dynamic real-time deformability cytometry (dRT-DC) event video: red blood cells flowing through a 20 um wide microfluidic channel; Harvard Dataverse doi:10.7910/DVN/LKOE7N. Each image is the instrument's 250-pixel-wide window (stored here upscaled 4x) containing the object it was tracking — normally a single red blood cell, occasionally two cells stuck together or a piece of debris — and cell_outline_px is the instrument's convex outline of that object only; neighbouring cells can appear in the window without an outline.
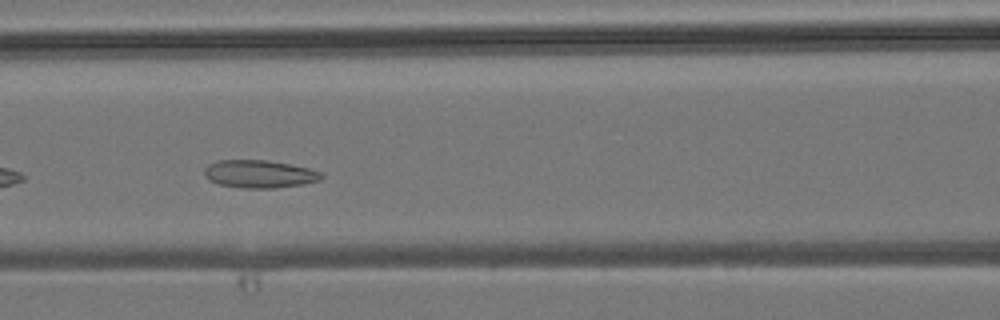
{"species": "common noctule bat (a hibernating species)", "species_latin": "Nyctalus noctula", "temperature_condition": "room temperature", "stored_images_in_passage": 5, "camera_frame_rate_fps": 3000, "um_per_image_px": 0.085, "animal": {"sex": "male", "body_mass_g": 19.2, "forearm_length_mm": 51.8}, "frame": {"image": 1, "passage_image": 4, "time_ms": 5.667, "image_size_px": [1000, 320], "cell_outline_px": [[324, 176], [320, 180], [304, 184], [276, 188], [240, 188], [220, 184], [204, 176], [204, 168], [208, 164], [216, 160], [268, 160], [308, 168], [324, 172]], "centroid_in_image_um": [22.07, 14.79], "position_along_channel_um": 144.5, "area_um2": 19.07}}
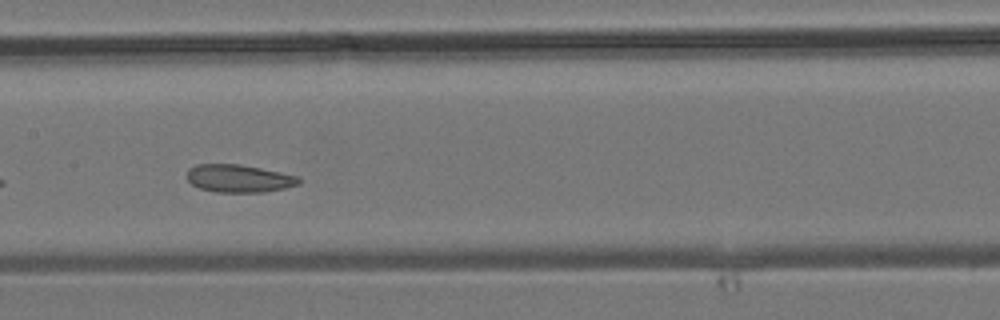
{"frame": {"image": 2, "passage_image": 5, "time_ms": 6.667, "image_size_px": [1000, 320], "cell_outline_px": [[300, 184], [284, 188], [264, 192], [216, 192], [200, 188], [192, 184], [188, 180], [188, 168], [196, 164], [240, 164], [300, 176]], "centroid_in_image_um": [20.32, 15.16], "position_along_channel_um": 187.1, "area_um2": 18.09}}